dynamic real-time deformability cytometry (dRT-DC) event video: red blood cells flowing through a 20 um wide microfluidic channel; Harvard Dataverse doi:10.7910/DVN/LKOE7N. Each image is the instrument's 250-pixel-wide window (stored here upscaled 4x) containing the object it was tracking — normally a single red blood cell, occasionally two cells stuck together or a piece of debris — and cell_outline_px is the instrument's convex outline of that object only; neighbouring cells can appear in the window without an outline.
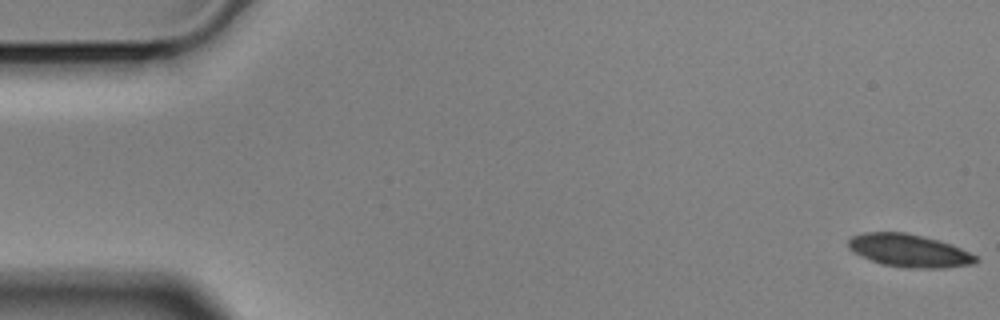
{"species": "Egyptian fruit bat (a non-hibernating species)", "species_latin": "Rousettus aegyptiacus", "temperature_condition": "cold", "stored_images_in_passage": 57, "camera_frame_rate_fps": 3000, "um_per_image_px": 0.085, "animal": {"sex": "male"}, "frame": {"image": 1, "passage_image": 1, "time_ms": 0.0, "image_size_px": [1000, 320], "cell_outline_px": [[980, 260], [972, 264], [940, 268], [908, 268], [884, 264], [860, 256], [852, 252], [848, 248], [848, 240], [852, 236], [860, 232], [904, 232], [924, 236], [940, 240], [952, 244], [976, 256]], "centroid_in_image_um": [77.25, 21.29], "position_along_channel_um": 7.8, "area_um2": 24.45}}
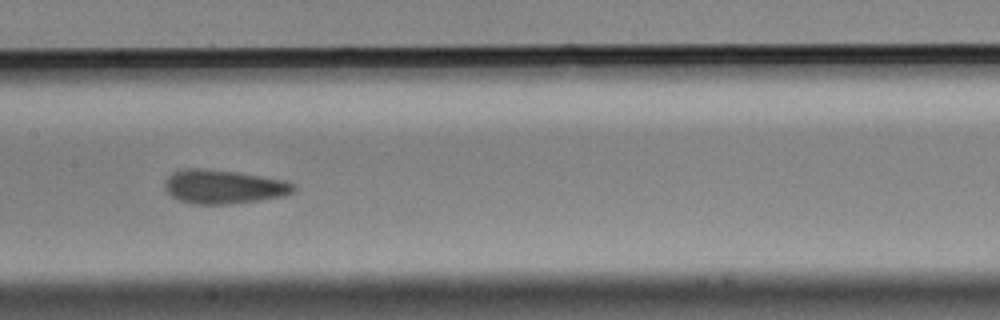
{"frame": {"image": 2, "passage_image": 28, "time_ms": 9.0, "image_size_px": [1000, 320], "cell_outline_px": [[296, 188], [292, 192], [280, 196], [260, 200], [228, 204], [196, 204], [180, 200], [172, 196], [164, 188], [164, 180], [172, 172], [188, 168], [200, 168], [236, 172], [284, 180], [292, 184]], "centroid_in_image_um": [18.95, 15.87], "position_along_channel_um": 188.4, "area_um2": 25.14}}
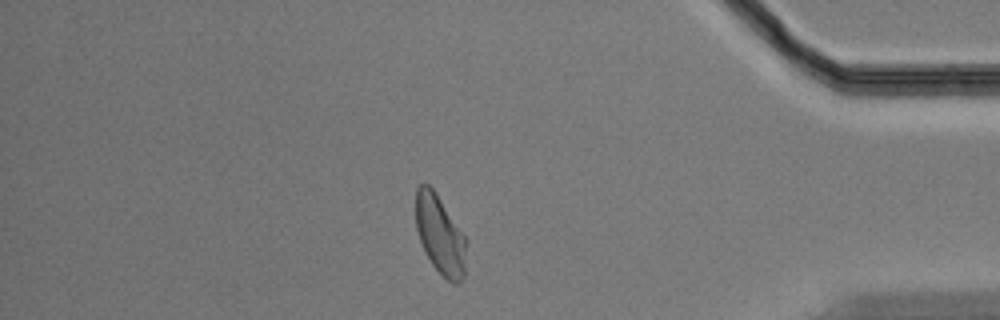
{"frame": {"image": 3, "passage_image": 49, "time_ms": 16.0, "image_size_px": [1000, 320], "cell_outline_px": [[468, 240], [464, 276], [456, 284], [452, 284], [432, 264], [424, 252], [416, 228], [416, 188], [420, 184], [428, 184], [436, 192]], "centroid_in_image_um": [37.43, 19.96], "position_along_channel_um": 397.8, "area_um2": 23.41}, "authors_computed_cell_mechanics": {"area_um2": 24.4494, "velocity_mm_per_s": 3.4987, "shape_relaxation_time_tau1_ms": null, "shape_relaxation_time_tau2_ms": 1.2173, "deformation_change_tau1": null, "deformation_change_tau2": 0.0564}}